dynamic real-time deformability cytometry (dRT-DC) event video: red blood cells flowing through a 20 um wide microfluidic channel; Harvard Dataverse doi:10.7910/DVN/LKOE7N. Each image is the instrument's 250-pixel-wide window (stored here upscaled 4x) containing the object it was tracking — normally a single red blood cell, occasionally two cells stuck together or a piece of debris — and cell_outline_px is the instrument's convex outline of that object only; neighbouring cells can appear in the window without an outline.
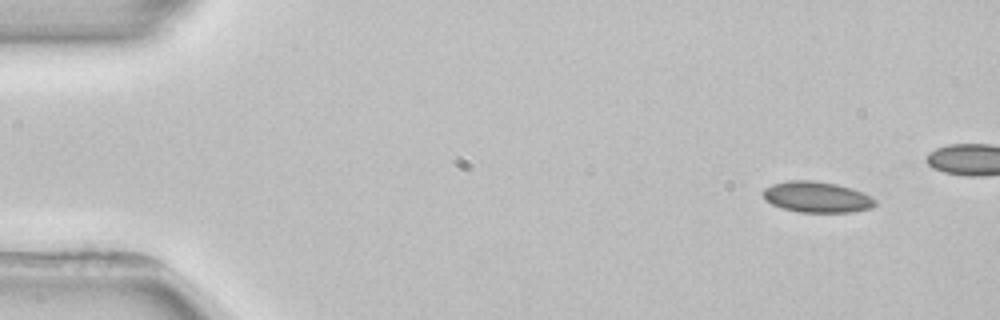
{"species": "common noctule bat (a hibernating species)", "species_latin": "Nyctalus noctula", "temperature_condition": "room temperature", "stored_images_in_passage": 5, "camera_frame_rate_fps": 3000, "um_per_image_px": 0.085, "animal": {"sex": "female", "body_mass_g": 22.7, "forearm_length_mm": 54.2}, "frame": {"image": 1, "passage_image": 1, "time_ms": 0.0, "image_size_px": [1000, 320], "cell_outline_px": [[880, 204], [872, 208], [852, 212], [800, 212], [784, 208], [772, 204], [764, 200], [764, 188], [772, 184], [788, 180], [812, 180], [836, 184], [860, 192], [876, 200]], "centroid_in_image_um": [69.43, 16.75], "position_along_channel_um": 15.6, "area_um2": 20.06}}